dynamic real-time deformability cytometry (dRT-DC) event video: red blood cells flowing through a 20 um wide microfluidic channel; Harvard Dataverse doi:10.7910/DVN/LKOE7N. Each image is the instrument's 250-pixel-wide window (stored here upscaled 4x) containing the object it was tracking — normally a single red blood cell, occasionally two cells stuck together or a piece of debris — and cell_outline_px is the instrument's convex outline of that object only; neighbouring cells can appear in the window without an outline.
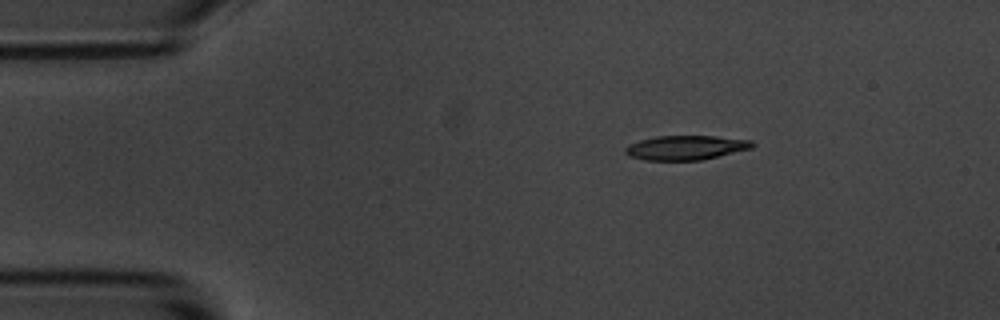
{"species": "common noctule bat (a hibernating species)", "species_latin": "Nyctalus noctula", "temperature_condition": "room temperature", "stored_images_in_passage": 47, "camera_frame_rate_fps": 3000, "um_per_image_px": 0.085, "animal": {"sex": "male", "body_mass_g": 20.1, "forearm_length_mm": 53.5}, "frame": {"image": 1, "passage_image": 1, "time_ms": 0.0, "image_size_px": [1000, 320], "cell_outline_px": [[756, 144], [752, 148], [700, 160], [644, 160], [628, 156], [624, 152], [624, 148], [628, 144], [640, 140], [656, 136], [716, 136], [752, 140]], "centroid_in_image_um": [58.27, 12.54], "position_along_channel_um": 26.7, "area_um2": 18.09}}
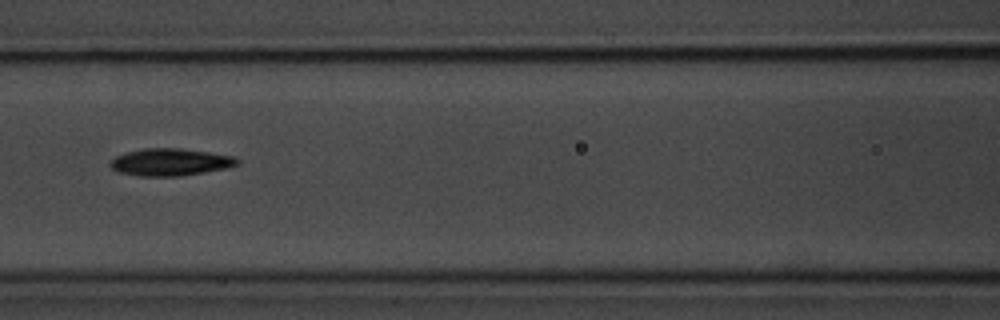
{"frame": {"image": 2, "passage_image": 16, "time_ms": 5.0, "image_size_px": [1000, 320], "cell_outline_px": [[240, 164], [228, 168], [180, 176], [140, 176], [120, 172], [112, 168], [108, 164], [116, 156], [128, 152], [144, 148], [180, 148], [208, 152], [232, 156], [240, 160]], "centroid_in_image_um": [14.5, 13.78], "position_along_channel_um": 152.1, "area_um2": 20.06}}
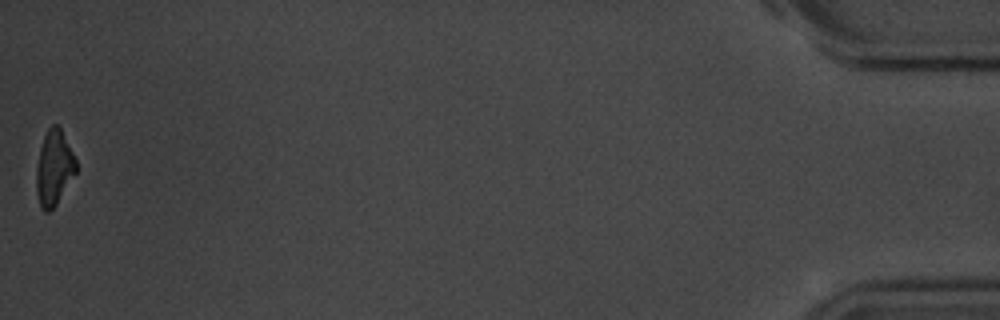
{"frame": {"image": 3, "passage_image": 47, "time_ms": 15.333, "image_size_px": [1000, 320], "cell_outline_px": [[76, 172], [56, 204], [48, 212], [44, 212], [40, 208], [36, 192], [36, 168], [40, 148], [44, 136], [48, 128], [52, 124], [56, 124], [60, 128], [76, 160]], "centroid_in_image_um": [4.57, 14.29], "position_along_channel_um": 430.6, "area_um2": 17.17}, "authors_computed_cell_mechanics": {"area_um2": 18.8428, "velocity_mm_per_s": 3.6452, "shape_relaxation_time_tau1_ms": 2.2865, "shape_relaxation_time_tau2_ms": null, "deformation_change_tau1": 0.1114, "deformation_change_tau2": null}}